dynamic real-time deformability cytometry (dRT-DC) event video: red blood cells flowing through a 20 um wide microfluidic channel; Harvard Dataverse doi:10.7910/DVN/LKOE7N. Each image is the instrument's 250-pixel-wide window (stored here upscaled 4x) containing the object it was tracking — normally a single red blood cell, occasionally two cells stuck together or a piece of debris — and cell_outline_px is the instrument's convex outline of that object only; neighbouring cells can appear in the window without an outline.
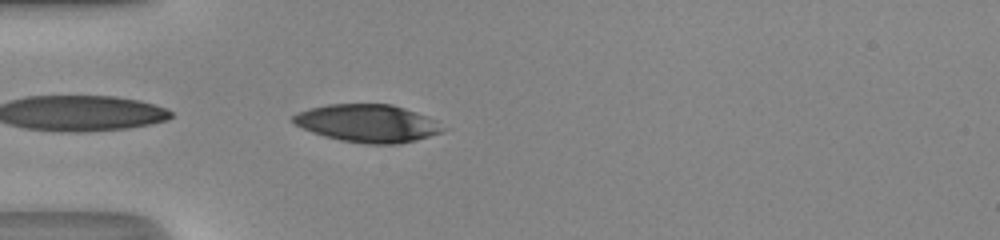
{"species": "human", "species_latin": "Homo sapiens", "temperature_condition": "room temperature", "stored_images_in_passage": 34, "camera_frame_rate_fps": 3000, "um_per_image_px": 0.085, "donor": {"sex": "male"}, "frame": {"image": 1, "passage_image": 1, "time_ms": 0.0, "image_size_px": [1000, 240], "cell_outline_px": [[440, 132], [416, 140], [400, 144], [364, 144], [340, 140], [324, 136], [312, 132], [296, 124], [292, 120], [292, 116], [296, 112], [328, 104], [392, 104], [416, 112], [436, 120], [440, 128]], "centroid_in_image_um": [31.2, 10.48], "position_along_channel_um": 53.8, "area_um2": 32.54}}
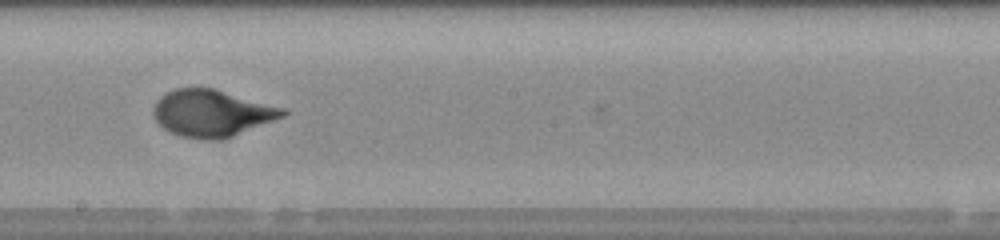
{"frame": {"image": 2, "passage_image": 14, "time_ms": 4.333, "image_size_px": [1000, 240], "cell_outline_px": [[288, 112], [284, 116], [232, 136], [220, 140], [204, 140], [180, 136], [168, 132], [152, 116], [152, 108], [156, 100], [160, 96], [176, 88], [212, 88], [288, 108]], "centroid_in_image_um": [17.99, 9.62], "position_along_channel_um": 230.2, "area_um2": 35.49}}
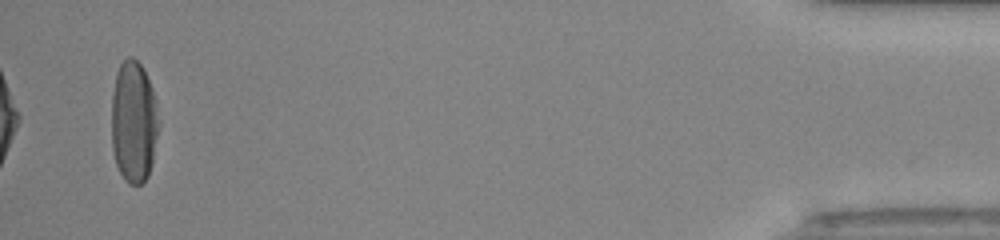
{"frame": {"image": 3, "passage_image": 33, "time_ms": 10.667, "image_size_px": [1000, 240], "cell_outline_px": [[160, 124], [152, 164], [148, 176], [140, 184], [128, 184], [124, 180], [116, 164], [112, 148], [112, 96], [116, 72], [120, 64], [128, 56], [132, 56], [140, 64], [152, 88], [156, 104]], "centroid_in_image_um": [11.37, 10.38], "position_along_channel_um": 423.8, "area_um2": 33.7}, "authors_computed_cell_mechanics": {"area_um2": 34.3621, "velocity_mm_per_s": 4.3422, "shape_relaxation_time_tau1_ms": 3.6184, "shape_relaxation_time_tau2_ms": null, "deformation_change_tau1": 0.211, "deformation_change_tau2": null}}